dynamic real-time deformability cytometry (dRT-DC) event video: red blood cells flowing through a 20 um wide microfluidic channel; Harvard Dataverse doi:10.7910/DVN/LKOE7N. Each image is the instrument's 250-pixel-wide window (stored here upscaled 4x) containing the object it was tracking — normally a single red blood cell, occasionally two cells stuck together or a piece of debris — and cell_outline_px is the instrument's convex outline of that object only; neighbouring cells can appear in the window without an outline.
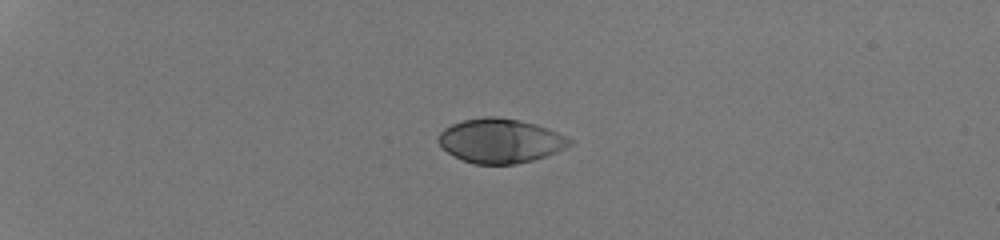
{"species": "human", "species_latin": "Homo sapiens", "temperature_condition": "room temperature", "stored_images_in_passage": 38, "camera_frame_rate_fps": 3000, "um_per_image_px": 0.085, "donor": {"sex": "male"}, "frame": {"image": 1, "passage_image": 1, "time_ms": 0.0, "image_size_px": [1000, 240], "cell_outline_px": [[572, 144], [556, 152], [532, 160], [516, 164], [472, 164], [460, 160], [448, 152], [436, 140], [440, 132], [444, 128], [452, 124], [464, 120], [484, 116], [496, 116], [520, 120], [536, 124], [548, 128], [572, 140]], "centroid_in_image_um": [42.49, 11.96], "position_along_channel_um": 42.5, "area_um2": 33.87}}
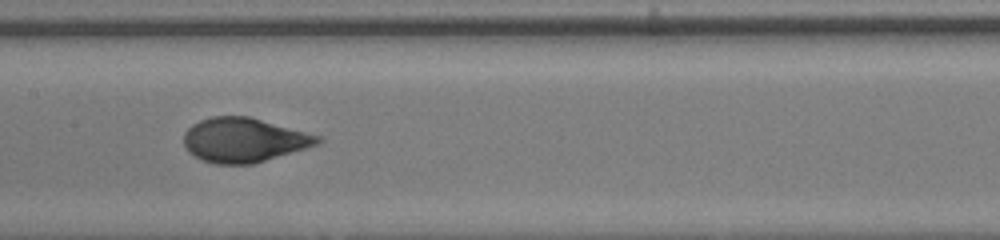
{"frame": {"image": 2, "passage_image": 17, "time_ms": 5.333, "image_size_px": [1000, 240], "cell_outline_px": [[324, 140], [316, 144], [304, 148], [252, 164], [216, 164], [200, 160], [188, 152], [184, 144], [184, 132], [192, 124], [200, 120], [212, 116], [248, 116], [320, 136]], "centroid_in_image_um": [20.67, 11.9], "position_along_channel_um": 186.7, "area_um2": 34.28}}
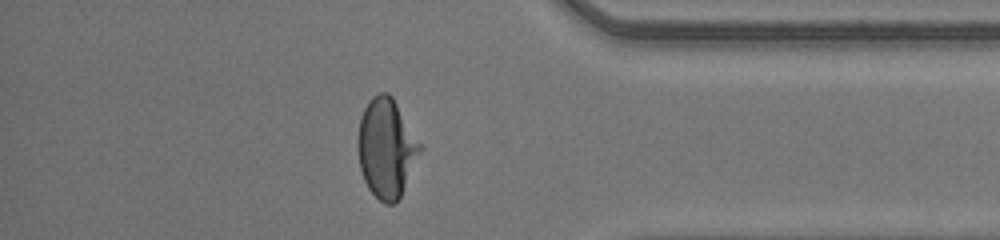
{"frame": {"image": 3, "passage_image": 33, "time_ms": 10.667, "image_size_px": [1000, 240], "cell_outline_px": [[424, 148], [400, 196], [392, 204], [384, 204], [368, 188], [364, 180], [360, 168], [356, 144], [356, 140], [360, 116], [368, 100], [372, 96], [380, 92], [388, 92], [392, 96], [424, 144]], "centroid_in_image_um": [32.86, 12.54], "position_along_channel_um": 402.3, "area_um2": 36.7}, "authors_computed_cell_mechanics": {"area_um2": 34.9112, "velocity_mm_per_s": 4.2479, "shape_relaxation_time_tau1_ms": 3.7904, "shape_relaxation_time_tau2_ms": null, "deformation_change_tau1": 0.2128, "deformation_change_tau2": null}}